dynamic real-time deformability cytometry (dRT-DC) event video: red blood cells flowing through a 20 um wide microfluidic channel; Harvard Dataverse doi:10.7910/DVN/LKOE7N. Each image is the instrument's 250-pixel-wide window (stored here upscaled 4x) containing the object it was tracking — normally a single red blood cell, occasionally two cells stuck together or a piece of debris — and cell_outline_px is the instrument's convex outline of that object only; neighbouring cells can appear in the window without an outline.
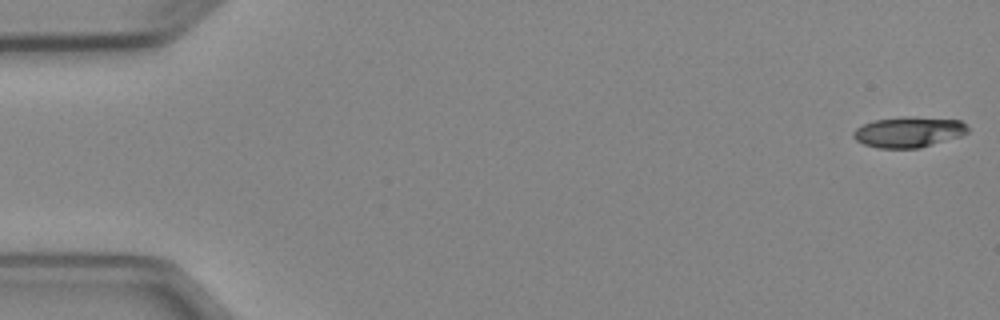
{"species": "Egyptian fruit bat (a non-hibernating species)", "species_latin": "Rousettus aegyptiacus", "temperature_condition": "cold", "stored_images_in_passage": 5, "camera_frame_rate_fps": 3000, "um_per_image_px": 0.085, "animal": {"sex": "female"}, "frame": {"image": 1, "passage_image": 1, "time_ms": 0.0, "image_size_px": [1000, 320], "cell_outline_px": [[968, 132], [960, 136], [920, 148], [880, 148], [864, 144], [856, 140], [852, 136], [852, 132], [856, 128], [872, 120], [900, 116], [908, 116], [960, 120], [968, 128]], "centroid_in_image_um": [77.2, 11.21], "position_along_channel_um": 7.8, "area_um2": 20.46}}
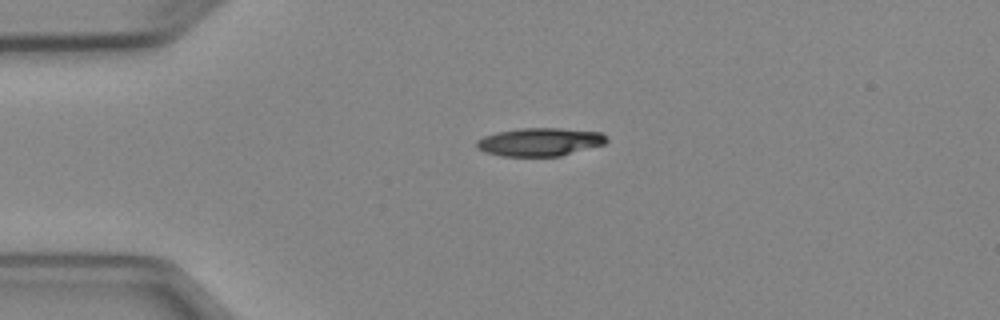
{"frame": {"image": 2, "passage_image": 4, "time_ms": 3.667, "image_size_px": [1000, 320], "cell_outline_px": [[608, 140], [604, 144], [560, 156], [500, 156], [484, 152], [476, 148], [476, 140], [484, 136], [496, 132], [520, 128], [560, 128], [600, 132], [608, 136]], "centroid_in_image_um": [45.86, 12.06], "position_along_channel_um": 39.1, "area_um2": 21.44}}